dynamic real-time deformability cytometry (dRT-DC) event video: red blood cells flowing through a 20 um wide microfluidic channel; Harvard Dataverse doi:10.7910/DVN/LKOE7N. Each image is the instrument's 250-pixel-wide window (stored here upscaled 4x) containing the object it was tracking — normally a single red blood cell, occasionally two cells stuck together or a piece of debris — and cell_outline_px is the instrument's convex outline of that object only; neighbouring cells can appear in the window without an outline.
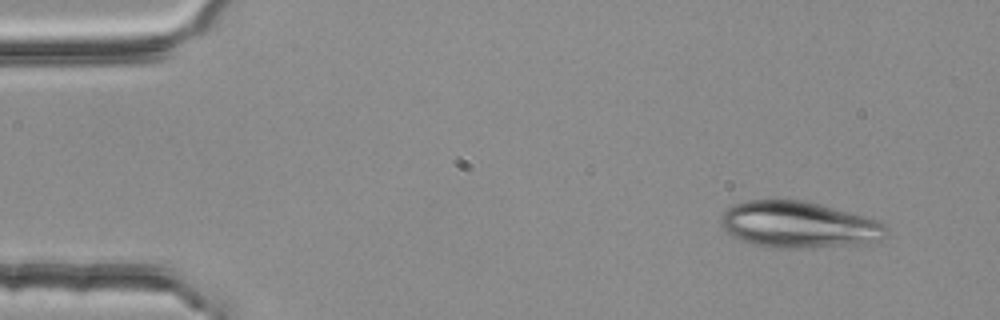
{"species": "common noctule bat (a hibernating species)", "species_latin": "Nyctalus noctula", "temperature_condition": "room temperature", "stored_images_in_passage": 3, "camera_frame_rate_fps": 3000, "um_per_image_px": 0.085, "animal": {"sex": "female", "body_mass_g": 25.1}, "frame": {"image": 1, "passage_image": 1, "time_ms": 0.0, "image_size_px": [1000, 320], "cell_outline_px": [[888, 236], [880, 240], [868, 244], [788, 248], [768, 248], [752, 244], [740, 240], [732, 236], [720, 224], [720, 216], [732, 204], [748, 200], [800, 200], [820, 204], [880, 220], [888, 228]], "centroid_in_image_um": [67.91, 19.11], "position_along_channel_um": 17.1, "area_um2": 45.14}}